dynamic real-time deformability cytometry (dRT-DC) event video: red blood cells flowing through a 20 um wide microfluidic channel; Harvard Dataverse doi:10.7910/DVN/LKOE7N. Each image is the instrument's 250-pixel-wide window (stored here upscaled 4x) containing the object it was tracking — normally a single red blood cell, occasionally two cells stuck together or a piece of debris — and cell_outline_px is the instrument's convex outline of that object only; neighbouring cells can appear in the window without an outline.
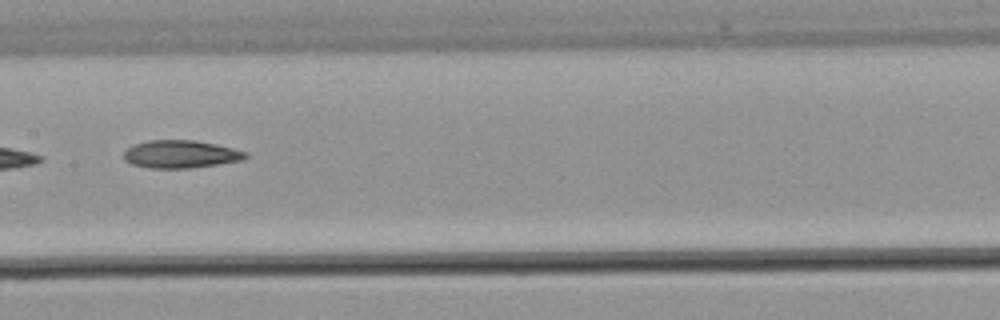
{"species": "common noctule bat (a hibernating species)", "species_latin": "Nyctalus noctula", "temperature_condition": "warm", "stored_images_in_passage": 7, "camera_frame_rate_fps": 3000, "um_per_image_px": 0.085, "animal": {"sex": "male", "body_mass_g": 21.5, "forearm_length_mm": 52.0}, "frame": {"image": 1, "passage_image": 5, "time_ms": 5.0, "image_size_px": [1000, 320], "cell_outline_px": [[248, 156], [240, 160], [216, 164], [188, 168], [148, 168], [132, 164], [124, 160], [124, 152], [128, 148], [136, 144], [148, 140], [196, 140], [216, 144], [248, 152]], "centroid_in_image_um": [15.34, 13.1], "position_along_channel_um": 192.1, "area_um2": 19.54}}